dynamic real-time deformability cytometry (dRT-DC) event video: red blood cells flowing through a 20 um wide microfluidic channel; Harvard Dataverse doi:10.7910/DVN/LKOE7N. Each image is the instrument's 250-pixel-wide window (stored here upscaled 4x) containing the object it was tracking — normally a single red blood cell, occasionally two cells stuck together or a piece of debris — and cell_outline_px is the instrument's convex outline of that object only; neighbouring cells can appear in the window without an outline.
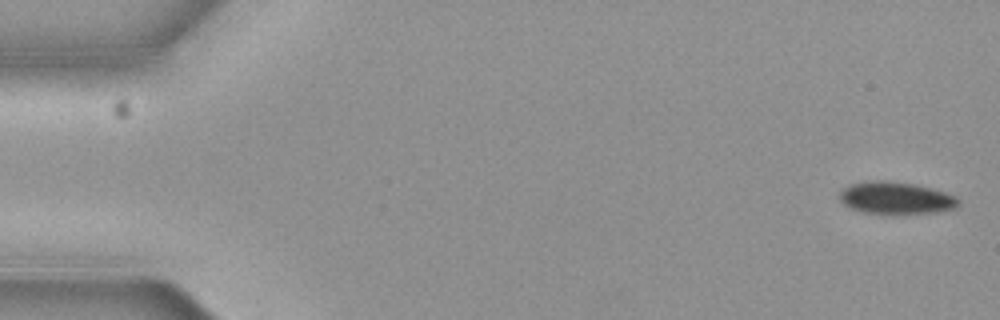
{"species": "common noctule bat (a hibernating species)", "species_latin": "Nyctalus noctula", "temperature_condition": "cold", "stored_images_in_passage": 6, "camera_frame_rate_fps": 3000, "um_per_image_px": 0.085, "animal": {"sex": "female", "body_mass_g": 19.3, "forearm_length_mm": 54.1}, "frame": {"image": 1, "passage_image": 1, "time_ms": 0.0, "image_size_px": [1000, 320], "cell_outline_px": [[960, 200], [952, 208], [932, 212], [864, 212], [852, 208], [844, 204], [840, 200], [840, 192], [848, 184], [864, 180], [888, 180], [916, 184], [932, 188], [956, 196]], "centroid_in_image_um": [76.09, 16.77], "position_along_channel_um": 8.9, "area_um2": 21.79}}
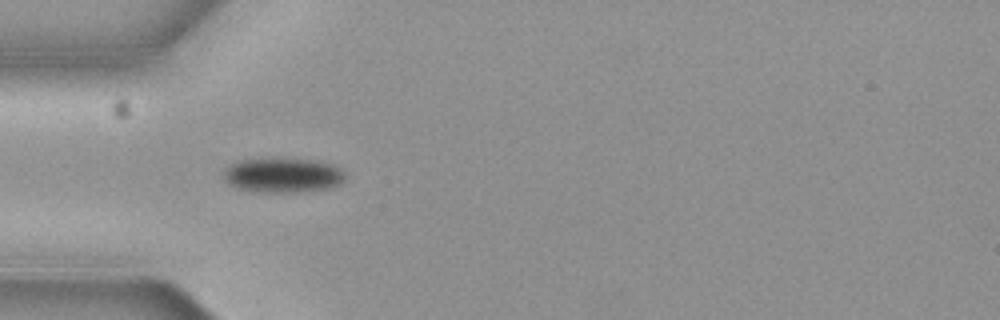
{"frame": {"image": 2, "passage_image": 5, "time_ms": 1.333, "image_size_px": [1000, 320], "cell_outline_px": [[344, 180], [340, 184], [332, 188], [300, 192], [260, 192], [236, 188], [228, 184], [224, 180], [224, 168], [228, 164], [240, 160], [276, 156], [320, 160], [336, 164], [344, 172]], "centroid_in_image_um": [24.05, 14.85], "position_along_channel_um": 61.0, "area_um2": 25.78}}
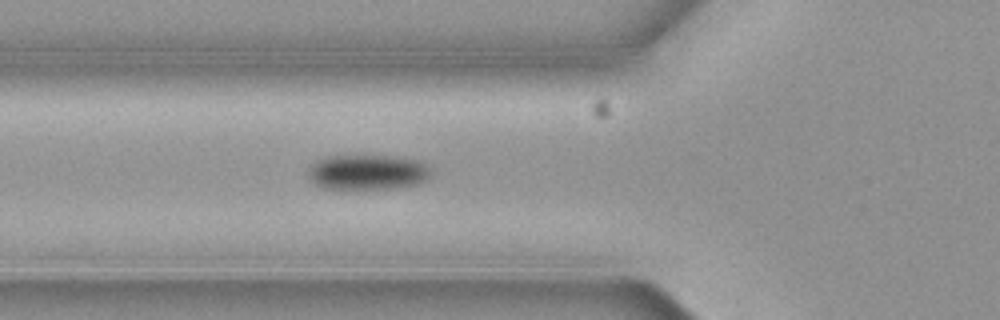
{"frame": {"image": 3, "passage_image": 6, "time_ms": 1.667, "image_size_px": [1000, 320], "cell_outline_px": [[432, 172], [420, 184], [396, 188], [364, 192], [324, 188], [308, 180], [308, 168], [316, 160], [324, 156], [388, 156], [416, 160], [424, 164]], "centroid_in_image_um": [31.17, 14.69], "position_along_channel_um": 94.6, "area_um2": 26.01}}